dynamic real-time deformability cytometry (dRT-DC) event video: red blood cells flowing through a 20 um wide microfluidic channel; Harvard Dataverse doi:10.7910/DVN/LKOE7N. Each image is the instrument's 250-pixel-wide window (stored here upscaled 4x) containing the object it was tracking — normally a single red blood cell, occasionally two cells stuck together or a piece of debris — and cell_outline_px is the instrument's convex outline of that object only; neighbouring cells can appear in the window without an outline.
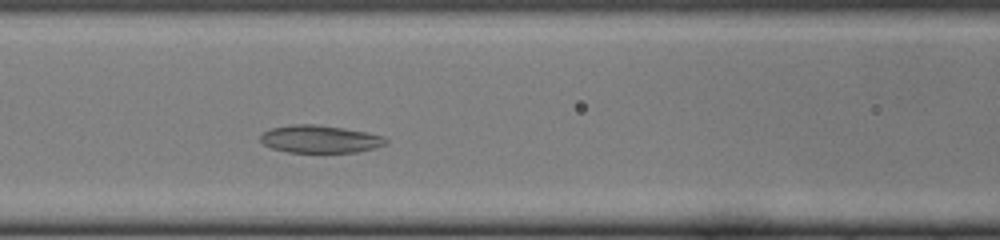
{"species": "common noctule bat (a hibernating species)", "species_latin": "Nyctalus noctula", "temperature_condition": "cold", "stored_images_in_passage": 30, "camera_frame_rate_fps": 3000, "um_per_image_px": 0.085, "animal": {"sex": "female", "body_mass_g": 22.0, "forearm_length_mm": 56.7}, "frame": {"image": 1, "passage_image": 11, "time_ms": 3.333, "image_size_px": [1000, 240], "cell_outline_px": [[388, 144], [376, 148], [356, 152], [288, 152], [272, 148], [264, 144], [260, 140], [260, 136], [264, 132], [272, 128], [292, 124], [316, 124], [344, 128], [368, 132], [384, 136], [388, 140]], "centroid_in_image_um": [27.25, 11.82], "position_along_channel_um": 139.4, "area_um2": 20.29}}
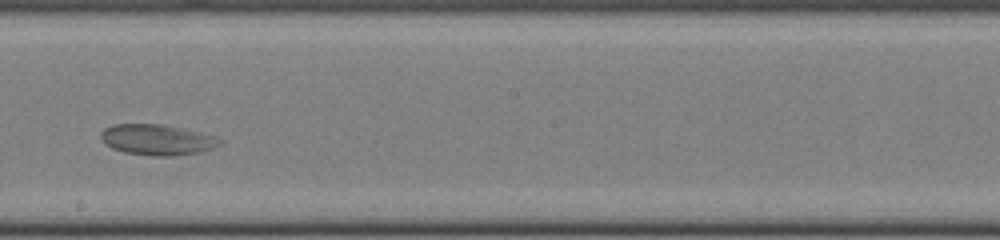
{"frame": {"image": 2, "passage_image": 18, "time_ms": 5.667, "image_size_px": [1000, 240], "cell_outline_px": [[224, 140], [220, 144], [212, 148], [200, 152], [172, 156], [152, 156], [124, 152], [112, 148], [104, 144], [100, 136], [100, 132], [104, 128], [112, 124], [164, 124], [200, 132], [216, 136]], "centroid_in_image_um": [13.34, 11.87], "position_along_channel_um": 234.9, "area_um2": 21.5}}
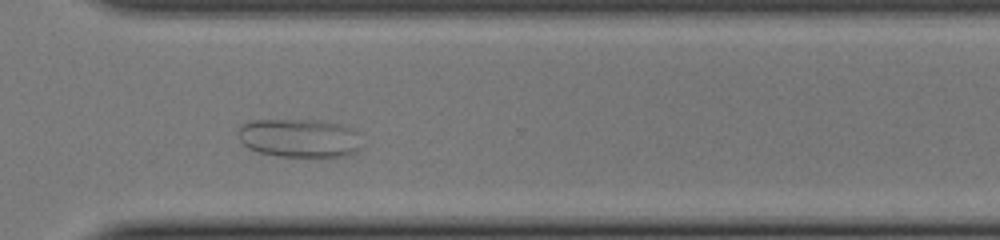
{"frame": {"image": 3, "passage_image": 26, "time_ms": 8.333, "image_size_px": [1000, 240], "cell_outline_px": [[360, 148], [356, 152], [344, 156], [276, 156], [260, 152], [248, 148], [236, 136], [236, 132], [244, 124], [252, 120], [316, 120], [340, 124], [352, 128], [356, 132]], "centroid_in_image_um": [25.41, 11.73], "position_along_channel_um": 345.2, "area_um2": 27.63}}